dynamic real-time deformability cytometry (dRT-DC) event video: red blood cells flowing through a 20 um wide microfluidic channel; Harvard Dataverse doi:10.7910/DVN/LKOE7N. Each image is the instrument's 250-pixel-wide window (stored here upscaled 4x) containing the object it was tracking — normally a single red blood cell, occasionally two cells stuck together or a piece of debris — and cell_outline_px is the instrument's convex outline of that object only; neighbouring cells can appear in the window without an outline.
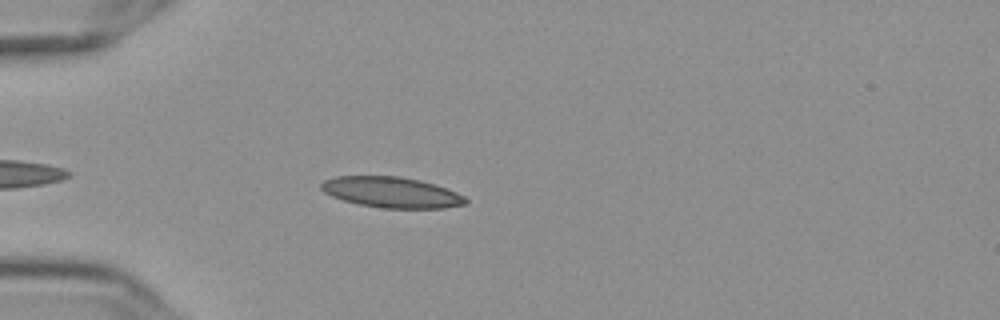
{"species": "Egyptian fruit bat (a non-hibernating species)", "species_latin": "Rousettus aegyptiacus", "temperature_condition": "cold", "stored_images_in_passage": 38, "camera_frame_rate_fps": 3000, "um_per_image_px": 0.085, "frame": {"image": 1, "passage_image": 5, "time_ms": 1.333, "image_size_px": [1000, 320], "cell_outline_px": [[468, 204], [444, 208], [384, 208], [360, 204], [344, 200], [332, 196], [324, 192], [320, 188], [320, 184], [324, 180], [336, 176], [400, 176], [420, 180], [436, 184], [456, 192], [464, 196], [468, 200]], "centroid_in_image_um": [33.3, 16.34], "position_along_channel_um": 51.7, "area_um2": 25.89}}
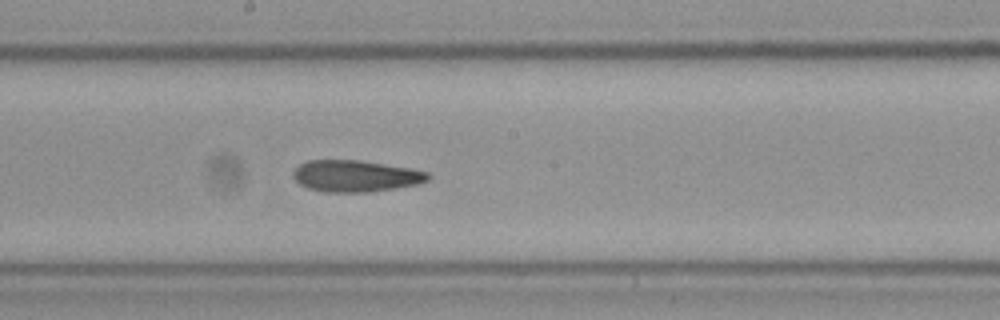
{"frame": {"image": 2, "passage_image": 20, "time_ms": 6.333, "image_size_px": [1000, 320], "cell_outline_px": [[432, 176], [428, 180], [420, 184], [372, 192], [324, 192], [308, 188], [300, 184], [292, 176], [292, 172], [300, 164], [308, 160], [360, 160], [412, 168], [428, 172]], "centroid_in_image_um": [30.26, 14.96], "position_along_channel_um": 217.9, "area_um2": 25.09}}
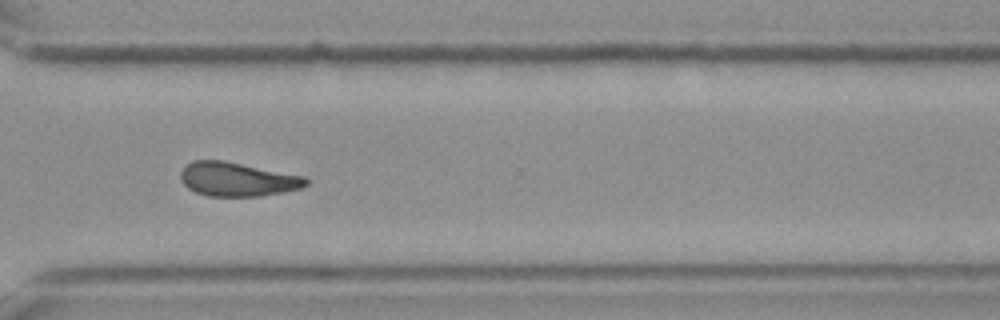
{"frame": {"image": 3, "passage_image": 31, "time_ms": 10.0, "image_size_px": [1000, 320], "cell_outline_px": [[308, 184], [300, 188], [260, 196], [208, 196], [196, 192], [188, 188], [180, 180], [180, 172], [192, 160], [224, 160], [304, 176], [308, 180]], "centroid_in_image_um": [20.15, 15.23], "position_along_channel_um": 350.5, "area_um2": 24.68}, "authors_computed_cell_mechanics": {"area_um2": 24.854, "velocity_mm_per_s": 3.6243, "shape_relaxation_time_tau1_ms": null, "shape_relaxation_time_tau2_ms": 4.9372, "deformation_change_tau1": null, "deformation_change_tau2": 0.12}}